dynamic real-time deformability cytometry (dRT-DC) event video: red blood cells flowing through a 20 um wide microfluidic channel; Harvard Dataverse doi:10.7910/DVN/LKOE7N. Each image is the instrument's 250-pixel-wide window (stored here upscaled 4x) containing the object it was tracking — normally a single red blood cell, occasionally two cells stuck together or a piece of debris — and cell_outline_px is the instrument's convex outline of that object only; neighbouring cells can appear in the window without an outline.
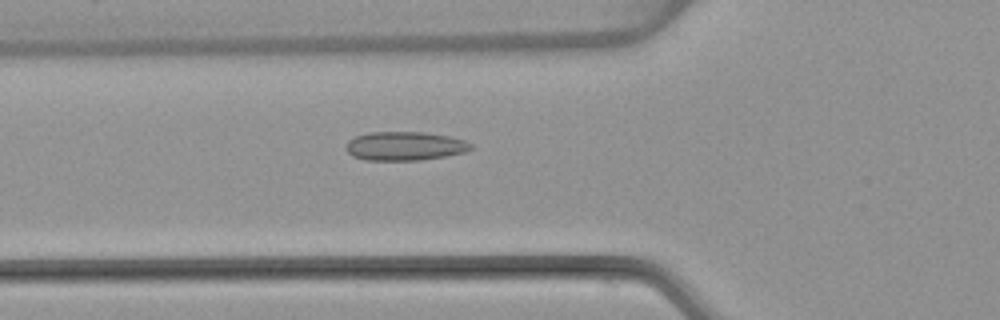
{"species": "common noctule bat (a hibernating species)", "species_latin": "Nyctalus noctula", "temperature_condition": "warm", "stored_images_in_passage": 53, "camera_frame_rate_fps": 3000, "um_per_image_px": 0.085, "animal": {"sex": "female", "body_mass_g": 22.7, "forearm_length_mm": 54.2}, "frame": {"image": 1, "passage_image": 19, "time_ms": 6.0, "image_size_px": [1000, 320], "cell_outline_px": [[472, 148], [464, 152], [444, 156], [420, 160], [368, 160], [352, 156], [344, 148], [348, 140], [356, 136], [368, 132], [424, 132], [448, 136], [464, 140], [472, 144]], "centroid_in_image_um": [34.37, 12.41], "position_along_channel_um": 91.4, "area_um2": 20.92}}
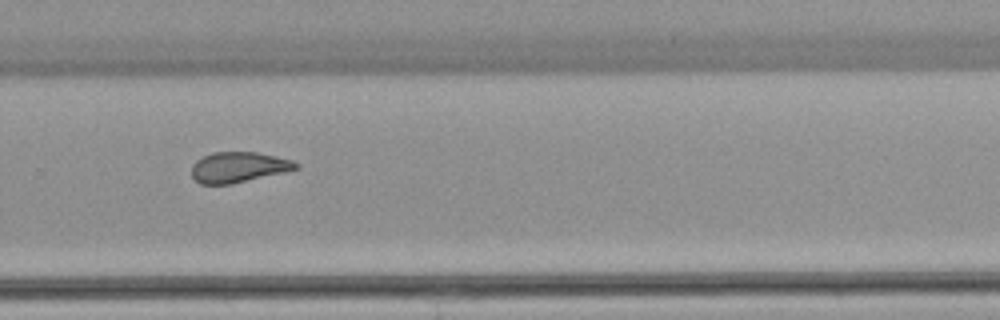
{"frame": {"image": 2, "passage_image": 36, "time_ms": 11.667, "image_size_px": [1000, 320], "cell_outline_px": [[300, 164], [296, 168], [232, 184], [200, 184], [192, 176], [192, 164], [196, 160], [212, 152], [256, 152], [276, 156], [292, 160]], "centroid_in_image_um": [20.22, 14.2], "position_along_channel_um": 309.6, "area_um2": 18.21}}
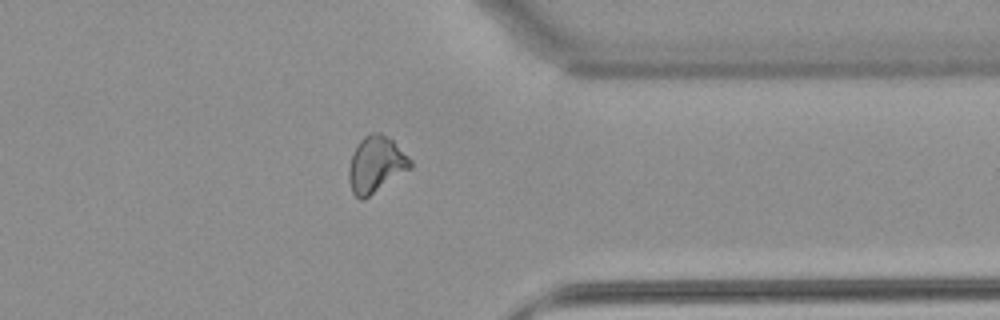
{"frame": {"image": 3, "passage_image": 42, "time_ms": 13.667, "image_size_px": [1000, 320], "cell_outline_px": [[412, 168], [364, 200], [360, 200], [352, 192], [348, 180], [348, 168], [352, 152], [356, 144], [364, 136], [372, 132], [380, 132], [388, 136], [412, 160]], "centroid_in_image_um": [31.94, 13.98], "position_along_channel_um": 379.5, "area_um2": 20.52}, "authors_computed_cell_mechanics": {"area_um2": 19.7676, "velocity_mm_per_s": 3.852, "shape_relaxation_time_tau1_ms": null, "shape_relaxation_time_tau2_ms": 1.4648, "deformation_change_tau1": null, "deformation_change_tau2": 0.0833}}